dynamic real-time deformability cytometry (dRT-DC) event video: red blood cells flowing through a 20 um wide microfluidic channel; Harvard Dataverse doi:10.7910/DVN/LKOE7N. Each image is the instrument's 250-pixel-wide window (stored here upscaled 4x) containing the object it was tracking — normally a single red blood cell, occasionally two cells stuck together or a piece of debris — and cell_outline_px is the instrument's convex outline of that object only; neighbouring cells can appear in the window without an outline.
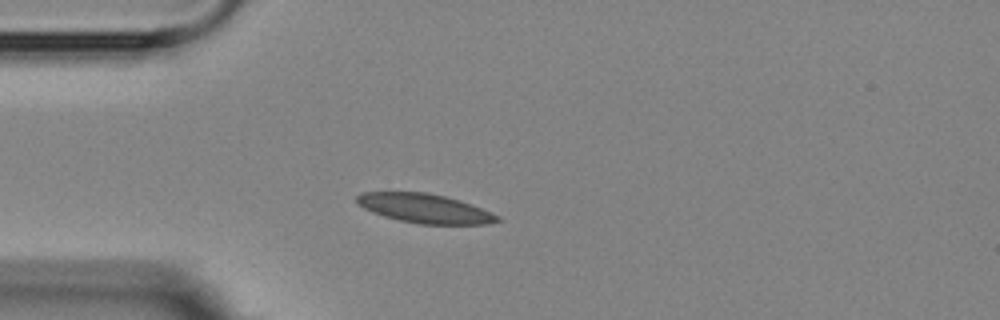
{"species": "Egyptian fruit bat (a non-hibernating species)", "species_latin": "Rousettus aegyptiacus", "temperature_condition": "room temperature", "stored_images_in_passage": 5, "camera_frame_rate_fps": 3000, "um_per_image_px": 0.085, "animal": {"sex": "female"}, "frame": {"image": 1, "passage_image": 2, "time_ms": 2.0, "image_size_px": [1000, 320], "cell_outline_px": [[500, 220], [488, 224], [420, 224], [400, 220], [384, 216], [372, 212], [356, 204], [356, 196], [360, 192], [424, 192], [444, 196], [460, 200], [472, 204], [500, 216]], "centroid_in_image_um": [36.09, 17.71], "position_along_channel_um": 48.9, "area_um2": 23.87}}
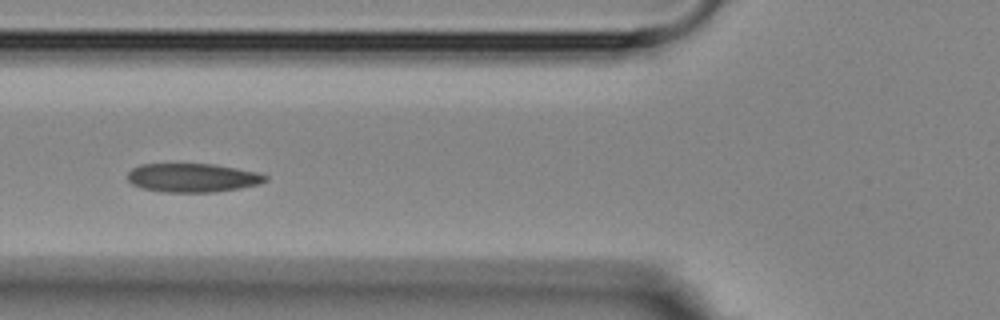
{"frame": {"image": 2, "passage_image": 4, "time_ms": 4.0, "image_size_px": [1000, 320], "cell_outline_px": [[268, 180], [260, 184], [240, 188], [212, 192], [160, 192], [140, 188], [132, 184], [128, 180], [128, 172], [132, 168], [140, 164], [212, 164], [236, 168], [256, 172], [268, 176]], "centroid_in_image_um": [16.35, 15.11], "position_along_channel_um": 109.5, "area_um2": 23.18}}
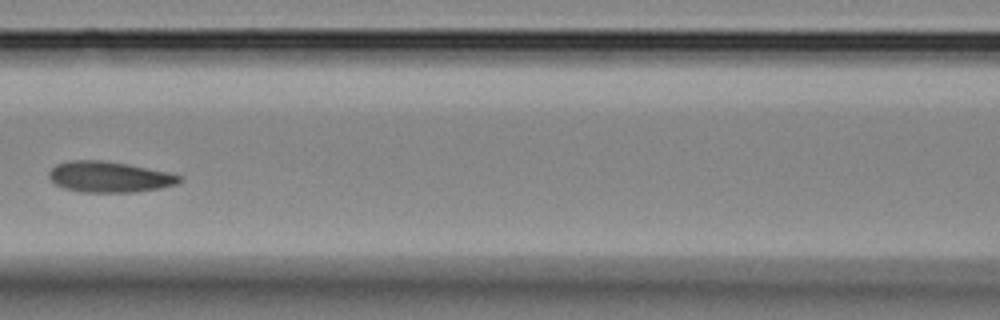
{"frame": {"image": 3, "passage_image": 5, "time_ms": 5.333, "image_size_px": [1000, 320], "cell_outline_px": [[184, 176], [176, 184], [160, 188], [136, 192], [80, 192], [64, 188], [56, 184], [48, 176], [48, 172], [56, 164], [68, 160], [104, 160], [128, 164], [168, 172]], "centroid_in_image_um": [9.28, 15.03], "position_along_channel_um": 157.3, "area_um2": 23.52}}